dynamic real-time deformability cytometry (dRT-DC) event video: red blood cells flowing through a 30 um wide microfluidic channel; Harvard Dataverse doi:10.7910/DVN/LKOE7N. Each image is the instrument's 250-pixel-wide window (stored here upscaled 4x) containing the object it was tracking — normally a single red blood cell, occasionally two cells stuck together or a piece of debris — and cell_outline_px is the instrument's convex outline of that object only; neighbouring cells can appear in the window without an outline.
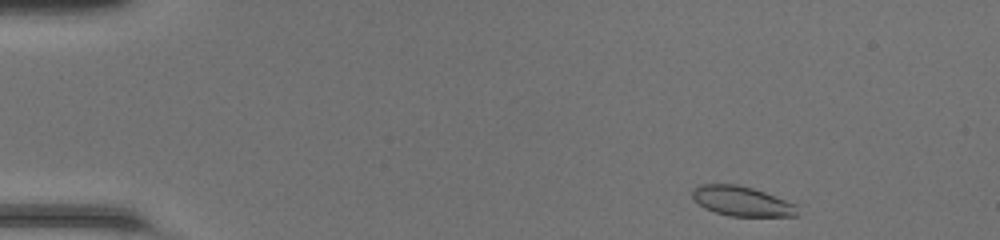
{"species": "common noctule bat (a hibernating species)", "species_latin": "Nyctalus noctula", "temperature_condition": "room temperature", "stored_images_in_passage": 43, "camera_frame_rate_fps": 3000, "um_per_image_px": 0.085, "animal": {"sex": "female", "body_mass_g": 20.0, "forearm_length_mm": 54.0}, "frame": {"image": 1, "passage_image": 1, "time_ms": 0.0, "image_size_px": [1000, 240], "cell_outline_px": [[800, 216], [728, 216], [704, 208], [692, 196], [692, 188], [700, 184], [736, 184], [752, 188], [764, 192], [796, 204]], "centroid_in_image_um": [63.06, 17.1], "position_along_channel_um": 21.9, "area_um2": 18.21}}
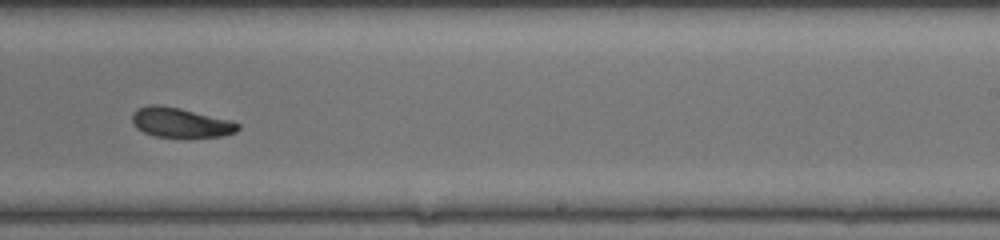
{"frame": {"image": 2, "passage_image": 26, "time_ms": 8.333, "image_size_px": [1000, 240], "cell_outline_px": [[240, 128], [236, 132], [220, 136], [184, 140], [156, 136], [144, 132], [136, 128], [132, 120], [132, 112], [136, 108], [148, 104], [160, 104], [180, 108], [232, 120], [240, 124]], "centroid_in_image_um": [15.35, 10.45], "position_along_channel_um": 273.7, "area_um2": 19.19}}
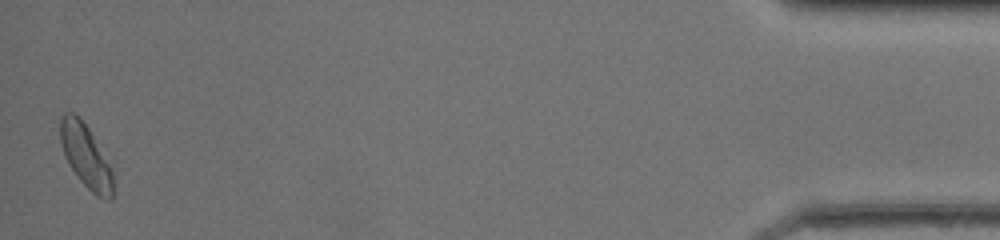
{"frame": {"image": 3, "passage_image": 43, "time_ms": 14.0, "image_size_px": [1000, 240], "cell_outline_px": [[116, 176], [112, 200], [104, 200], [96, 196], [80, 180], [68, 164], [60, 144], [60, 120], [64, 112], [72, 112], [80, 116], [88, 128]], "centroid_in_image_um": [7.32, 13.31], "position_along_channel_um": 427.9, "area_um2": 19.77}, "authors_computed_cell_mechanics": {"area_um2": 18.9584, "velocity_mm_per_s": 4.271, "shape_relaxation_time_tau1_ms": 8.3179, "shape_relaxation_time_tau2_ms": 3.9923, "deformation_change_tau1": 0.1735, "deformation_change_tau2": 0.1027}}